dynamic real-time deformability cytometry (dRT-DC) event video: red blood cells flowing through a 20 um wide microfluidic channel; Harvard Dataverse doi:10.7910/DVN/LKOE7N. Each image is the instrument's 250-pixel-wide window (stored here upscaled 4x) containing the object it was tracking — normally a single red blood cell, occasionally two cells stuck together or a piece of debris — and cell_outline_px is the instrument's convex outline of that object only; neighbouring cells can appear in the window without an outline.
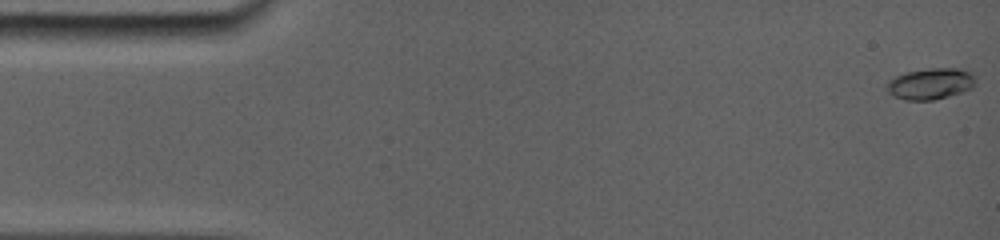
{"species": "common noctule bat (a hibernating species)", "species_latin": "Nyctalus noctula", "temperature_condition": "room temperature", "stored_images_in_passage": 6, "camera_frame_rate_fps": 5000, "um_per_image_px": 0.085, "animal": {"sex": "female", "body_mass_g": 19.0, "forearm_length_mm": 56.7}, "frame": {"image": 1, "passage_image": 1, "time_ms": 0.0, "image_size_px": [1000, 240], "cell_outline_px": [[976, 84], [972, 88], [964, 92], [932, 100], [904, 100], [892, 96], [884, 88], [888, 80], [904, 72], [928, 68], [956, 68], [968, 72], [972, 76]], "centroid_in_image_um": [79.03, 7.13], "position_along_channel_um": 6.0, "area_um2": 16.3}}
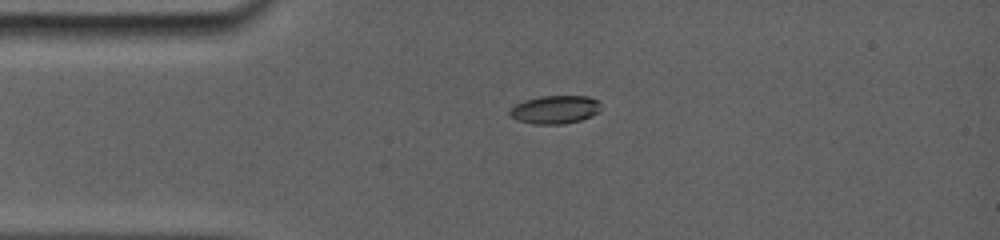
{"frame": {"image": 2, "passage_image": 4, "time_ms": 3.6, "image_size_px": [1000, 240], "cell_outline_px": [[600, 108], [596, 112], [580, 120], [560, 124], [536, 124], [520, 120], [512, 116], [508, 112], [516, 104], [524, 100], [540, 96], [588, 96], [596, 100], [600, 104]], "centroid_in_image_um": [47.16, 9.3], "position_along_channel_um": 37.8, "area_um2": 14.57}}
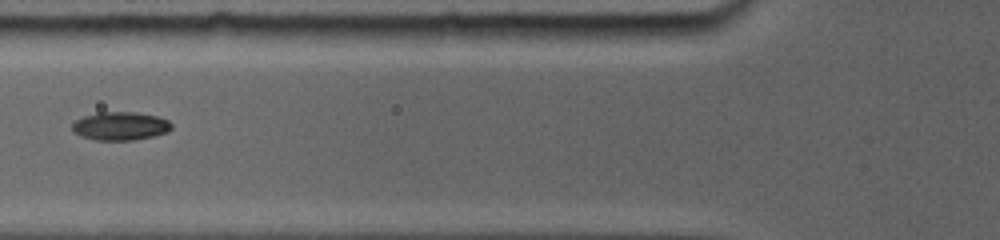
{"frame": {"image": 3, "passage_image": 6, "time_ms": 6.2, "image_size_px": [1000, 240], "cell_outline_px": [[172, 128], [164, 132], [152, 136], [128, 140], [96, 140], [84, 136], [76, 132], [72, 128], [72, 124], [76, 120], [84, 116], [100, 112], [136, 112], [156, 116], [168, 120], [172, 124]], "centroid_in_image_um": [10.23, 10.7], "position_along_channel_um": 115.6, "area_um2": 16.01}}